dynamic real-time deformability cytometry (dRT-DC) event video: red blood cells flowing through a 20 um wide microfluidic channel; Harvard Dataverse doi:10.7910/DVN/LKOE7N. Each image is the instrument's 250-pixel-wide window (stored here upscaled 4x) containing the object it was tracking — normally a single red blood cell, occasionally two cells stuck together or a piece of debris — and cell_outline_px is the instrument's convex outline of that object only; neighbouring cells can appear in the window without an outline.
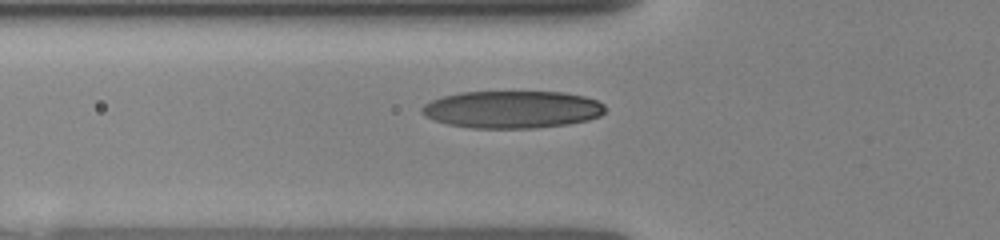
{"species": "human", "species_latin": "Homo sapiens", "temperature_condition": "room temperature", "stored_images_in_passage": 5, "camera_frame_rate_fps": 3000, "um_per_image_px": 0.085, "donor": {"sex": "female"}, "frame": {"image": 1, "passage_image": 3, "time_ms": 1.333, "image_size_px": [1000, 240], "cell_outline_px": [[604, 112], [600, 116], [588, 120], [568, 124], [532, 128], [472, 128], [448, 124], [424, 116], [420, 112], [420, 108], [424, 104], [432, 100], [444, 96], [460, 92], [564, 92], [584, 96], [596, 100], [604, 104]], "centroid_in_image_um": [43.53, 9.3], "position_along_channel_um": 82.3, "area_um2": 39.94}}
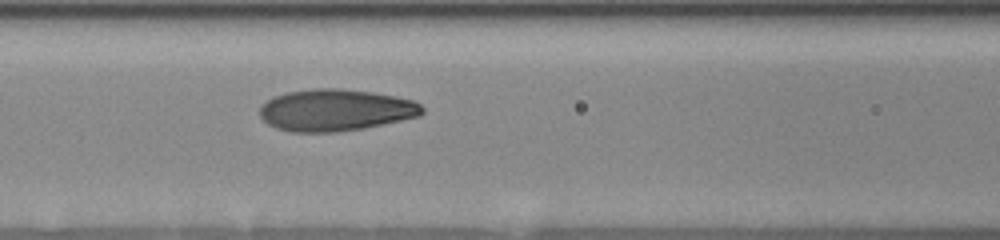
{"frame": {"image": 2, "passage_image": 5, "time_ms": 2.667, "image_size_px": [1000, 240], "cell_outline_px": [[424, 112], [420, 116], [364, 128], [336, 132], [292, 132], [276, 128], [268, 124], [260, 116], [260, 104], [272, 96], [288, 92], [316, 88], [340, 88], [372, 92], [396, 96], [412, 100], [420, 104], [424, 108]], "centroid_in_image_um": [28.5, 9.35], "position_along_channel_um": 138.1, "area_um2": 39.77}}